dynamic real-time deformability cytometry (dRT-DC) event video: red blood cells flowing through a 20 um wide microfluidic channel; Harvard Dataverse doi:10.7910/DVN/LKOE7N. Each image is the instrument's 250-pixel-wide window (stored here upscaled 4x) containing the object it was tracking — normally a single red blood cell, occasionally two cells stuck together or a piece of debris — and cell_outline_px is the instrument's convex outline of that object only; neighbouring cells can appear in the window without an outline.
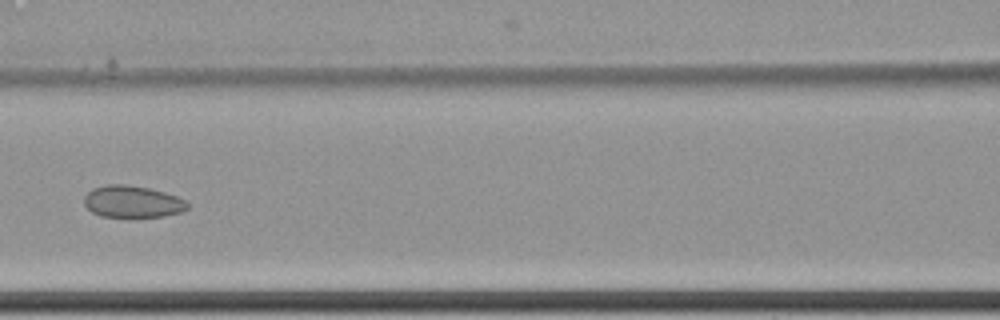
{"species": "common noctule bat (a hibernating species)", "species_latin": "Nyctalus noctula", "temperature_condition": "cold", "stored_images_in_passage": 13, "camera_frame_rate_fps": 3000, "um_per_image_px": 0.085, "animal": {"sex": "female", "body_mass_g": 22.7, "forearm_length_mm": 54.2}, "frame": {"image": 1, "passage_image": 8, "time_ms": 2.333, "image_size_px": [1000, 320], "cell_outline_px": [[188, 208], [180, 212], [164, 216], [136, 220], [128, 220], [100, 216], [92, 212], [84, 204], [84, 196], [92, 188], [108, 184], [124, 184], [148, 188], [164, 192], [176, 196], [184, 200], [188, 204]], "centroid_in_image_um": [11.23, 17.2], "position_along_channel_um": 155.4, "area_um2": 20.0}}
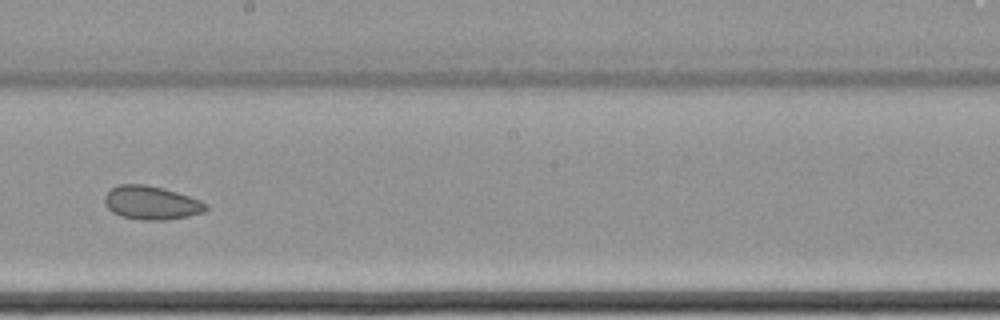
{"frame": {"image": 2, "passage_image": 10, "time_ms": 3.0, "image_size_px": [1000, 320], "cell_outline_px": [[208, 208], [204, 212], [188, 216], [164, 220], [140, 220], [120, 216], [112, 212], [104, 204], [104, 196], [112, 188], [120, 184], [144, 184], [164, 188], [200, 200], [208, 204]], "centroid_in_image_um": [12.85, 17.24], "position_along_channel_um": 235.3, "area_um2": 19.88}}
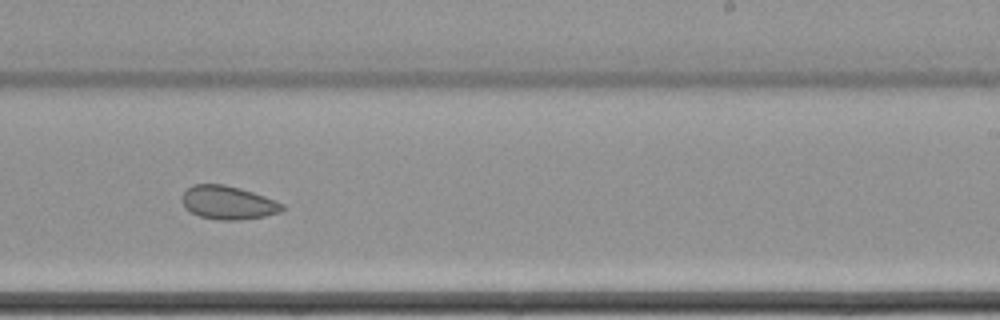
{"frame": {"image": 3, "passage_image": 11, "time_ms": 3.333, "image_size_px": [1000, 320], "cell_outline_px": [[284, 208], [280, 212], [264, 216], [240, 220], [216, 220], [200, 216], [184, 208], [180, 200], [180, 196], [192, 184], [224, 184], [240, 188], [264, 196], [284, 204]], "centroid_in_image_um": [19.34, 17.22], "position_along_channel_um": 269.7, "area_um2": 19.65}}